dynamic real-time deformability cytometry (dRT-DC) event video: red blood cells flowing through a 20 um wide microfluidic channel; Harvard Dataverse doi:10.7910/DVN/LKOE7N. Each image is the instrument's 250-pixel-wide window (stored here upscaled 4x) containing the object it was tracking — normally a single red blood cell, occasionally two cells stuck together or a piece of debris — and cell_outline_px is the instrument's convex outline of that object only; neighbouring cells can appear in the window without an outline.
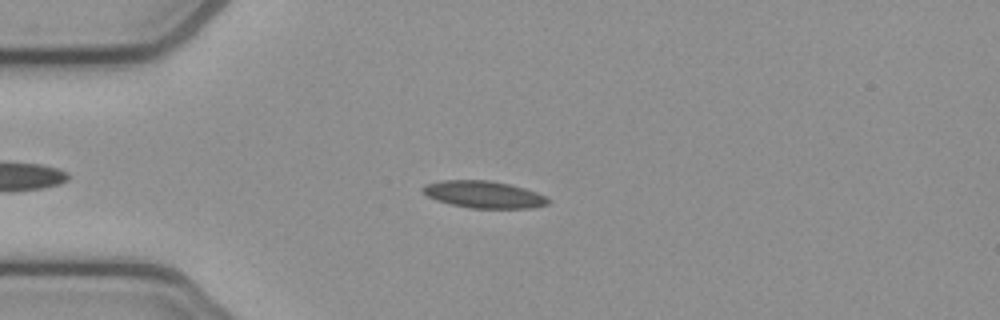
{"species": "common noctule bat (a hibernating species)", "species_latin": "Nyctalus noctula", "temperature_condition": "cold", "stored_images_in_passage": 43, "camera_frame_rate_fps": 3000, "um_per_image_px": 0.085, "animal": {"sex": "female", "body_mass_g": 21.9}, "frame": {"image": 1, "passage_image": 11, "time_ms": 3.333, "image_size_px": [1000, 320], "cell_outline_px": [[548, 204], [532, 208], [468, 208], [436, 200], [428, 196], [420, 188], [424, 184], [440, 180], [488, 180], [508, 184], [524, 188], [536, 192], [544, 196], [548, 200]], "centroid_in_image_um": [41.07, 16.52], "position_along_channel_um": 43.9, "area_um2": 19.65}}
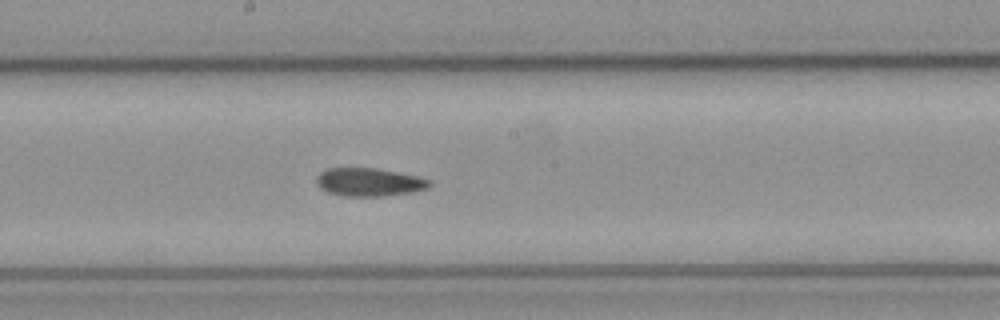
{"frame": {"image": 2, "passage_image": 26, "time_ms": 8.333, "image_size_px": [1000, 320], "cell_outline_px": [[432, 184], [428, 188], [412, 192], [384, 196], [344, 196], [328, 192], [320, 188], [316, 184], [316, 176], [320, 172], [328, 168], [372, 168], [396, 172], [416, 176], [432, 180]], "centroid_in_image_um": [31.36, 15.48], "position_along_channel_um": 216.8, "area_um2": 18.55}}
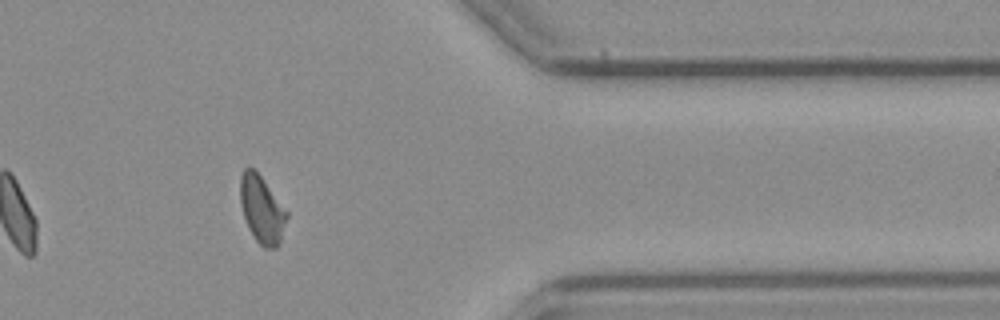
{"frame": {"image": 3, "passage_image": 41, "time_ms": 13.333, "image_size_px": [1000, 320], "cell_outline_px": [[288, 216], [280, 244], [276, 248], [264, 248], [256, 240], [248, 228], [240, 204], [240, 176], [244, 168], [256, 168], [288, 212]], "centroid_in_image_um": [22.26, 17.78], "position_along_channel_um": 389.1, "area_um2": 18.55}, "authors_computed_cell_mechanics": {"area_um2": 18.9006, "velocity_mm_per_s": 3.8516, "shape_relaxation_time_tau1_ms": 6.5701, "shape_relaxation_time_tau2_ms": 2.6661, "deformation_change_tau1": 0.1542, "deformation_change_tau2": 0.0941}}